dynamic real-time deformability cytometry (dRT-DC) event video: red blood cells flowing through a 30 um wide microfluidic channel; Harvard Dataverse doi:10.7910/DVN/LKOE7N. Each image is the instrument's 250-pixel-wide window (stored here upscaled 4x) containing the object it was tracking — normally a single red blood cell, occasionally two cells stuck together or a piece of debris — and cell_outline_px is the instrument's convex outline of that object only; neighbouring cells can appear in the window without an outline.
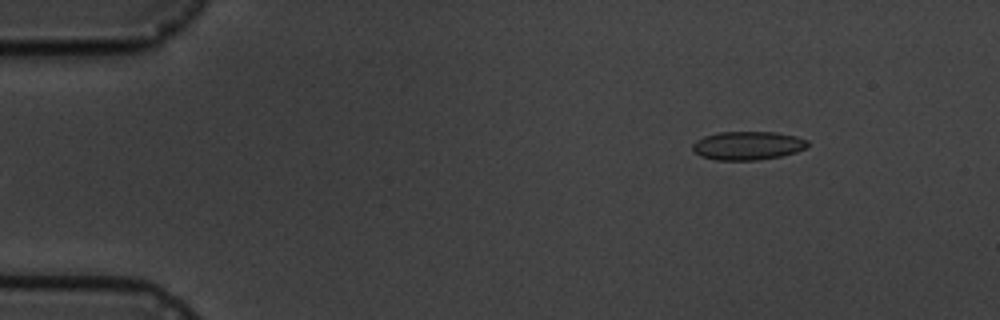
{"species": "common noctule bat (a hibernating species)", "species_latin": "Nyctalus noctula", "temperature_condition": "cold", "stored_images_in_passage": 6, "camera_frame_rate_fps": 3000, "um_per_image_px": 0.085, "animal": {"sex": "male", "body_mass_g": 19.5, "forearm_length_mm": 54.6}, "frame": {"image": 1, "passage_image": 6, "time_ms": 5.667, "image_size_px": [1000, 320], "cell_outline_px": [[808, 148], [796, 152], [780, 156], [756, 160], [716, 160], [700, 156], [692, 152], [692, 144], [696, 140], [704, 136], [720, 132], [776, 132], [796, 136], [808, 140]], "centroid_in_image_um": [63.55, 12.38], "position_along_channel_um": 21.5, "area_um2": 19.31}}